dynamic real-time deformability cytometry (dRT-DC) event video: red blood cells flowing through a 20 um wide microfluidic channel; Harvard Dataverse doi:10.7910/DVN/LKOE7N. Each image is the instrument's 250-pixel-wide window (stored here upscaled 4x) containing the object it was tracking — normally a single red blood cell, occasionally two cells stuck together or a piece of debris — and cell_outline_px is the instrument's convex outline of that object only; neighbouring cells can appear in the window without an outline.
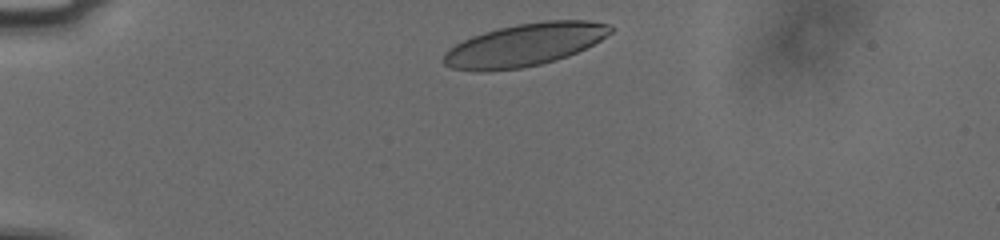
{"species": "human", "species_latin": "Homo sapiens", "temperature_condition": "cold", "stored_images_in_passage": 37, "camera_frame_rate_fps": 3000, "um_per_image_px": 0.085, "donor": {"sex": "male"}, "frame": {"image": 1, "passage_image": 2, "time_ms": 0.333, "image_size_px": [1000, 240], "cell_outline_px": [[612, 32], [600, 40], [568, 56], [556, 60], [540, 64], [520, 68], [488, 72], [476, 72], [452, 68], [444, 64], [444, 52], [448, 48], [472, 36], [484, 32], [516, 24], [548, 20], [588, 20], [612, 24]], "centroid_in_image_um": [44.58, 3.82], "position_along_channel_um": 40.4, "area_um2": 41.5}}
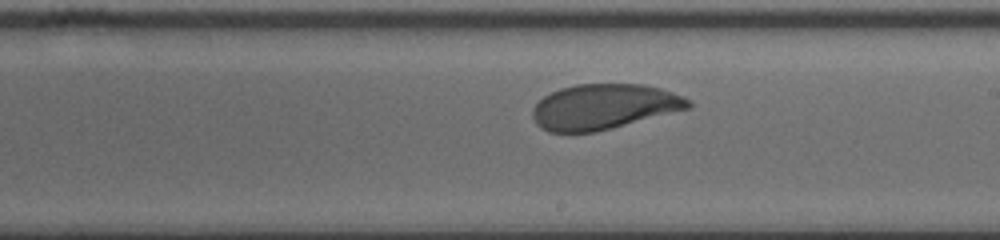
{"frame": {"image": 2, "passage_image": 22, "time_ms": 7.0, "image_size_px": [1000, 240], "cell_outline_px": [[692, 108], [596, 132], [548, 132], [540, 128], [536, 124], [532, 116], [532, 108], [544, 96], [560, 88], [576, 84], [644, 84], [660, 88], [684, 96], [692, 104]], "centroid_in_image_um": [51.33, 9.07], "position_along_channel_um": 237.7, "area_um2": 41.27}}
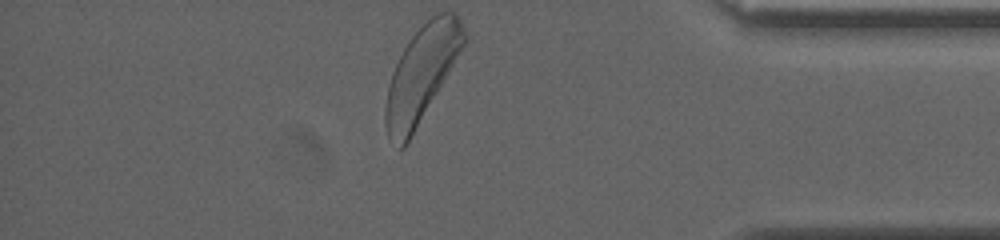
{"frame": {"image": 3, "passage_image": 37, "time_ms": 12.0, "image_size_px": [1000, 240], "cell_outline_px": [[468, 40], [408, 144], [404, 148], [400, 148], [388, 136], [384, 124], [384, 108], [388, 84], [392, 72], [408, 40], [436, 12], [456, 12], [468, 36]], "centroid_in_image_um": [35.84, 6.3], "position_along_channel_um": 399.4, "area_um2": 43.87}, "authors_computed_cell_mechanics": {"area_um2": 42.1362, "velocity_mm_per_s": 3.7204, "shape_relaxation_time_tau1_ms": 2.297, "shape_relaxation_time_tau2_ms": 1.1509, "deformation_change_tau1": 0.1046, "deformation_change_tau2": 0.061}}